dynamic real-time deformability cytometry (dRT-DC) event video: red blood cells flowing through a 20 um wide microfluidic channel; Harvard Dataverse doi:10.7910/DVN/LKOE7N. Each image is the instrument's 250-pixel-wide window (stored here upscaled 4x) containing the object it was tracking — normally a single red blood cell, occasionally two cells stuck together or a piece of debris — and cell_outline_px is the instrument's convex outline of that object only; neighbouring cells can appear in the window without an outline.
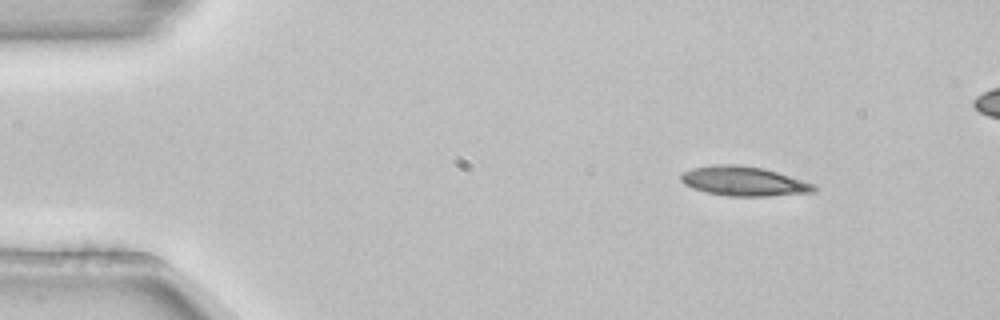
{"species": "common noctule bat (a hibernating species)", "species_latin": "Nyctalus noctula", "temperature_condition": "room temperature", "stored_images_in_passage": 4, "segment_of_instrument_passage": [1, 2], "camera_frame_rate_fps": 3000, "um_per_image_px": 0.085, "animal": {"sex": "female", "body_mass_g": 22.7, "forearm_length_mm": 54.2}, "frame": {"image": 1, "passage_image": 1, "time_ms": 0.0, "image_size_px": [1000, 320], "cell_outline_px": [[820, 188], [816, 192], [768, 196], [728, 196], [708, 192], [692, 188], [684, 184], [680, 180], [680, 172], [692, 168], [716, 164], [736, 164], [764, 168], [816, 184]], "centroid_in_image_um": [63.24, 15.4], "position_along_channel_um": 21.8, "area_um2": 23.12}}